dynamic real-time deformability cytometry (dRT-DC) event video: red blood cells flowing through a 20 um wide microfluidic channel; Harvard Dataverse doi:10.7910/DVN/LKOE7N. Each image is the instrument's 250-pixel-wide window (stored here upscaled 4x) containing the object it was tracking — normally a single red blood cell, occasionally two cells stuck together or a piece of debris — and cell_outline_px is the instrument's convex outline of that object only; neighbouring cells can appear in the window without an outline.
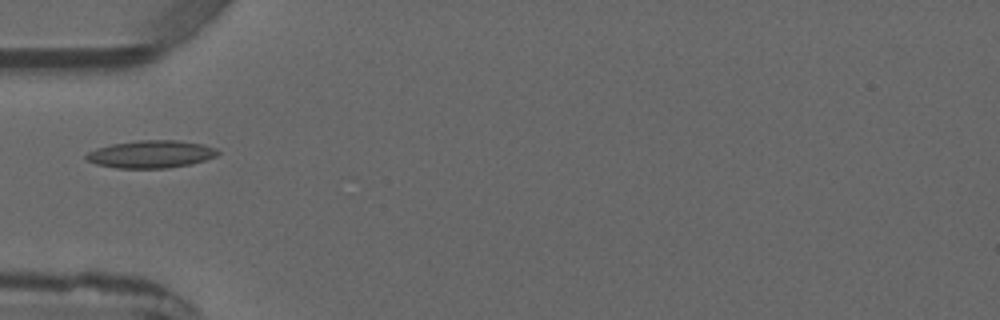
{"species": "common noctule bat (a hibernating species)", "species_latin": "Nyctalus noctula", "temperature_condition": "warm", "stored_images_in_passage": 2, "camera_frame_rate_fps": 3000, "um_per_image_px": 0.085, "animal": {"sex": "male", "forearm_length_mm": 52.5}, "frame": {"image": 1, "passage_image": 2, "time_ms": 1.333, "image_size_px": [1000, 320], "cell_outline_px": [[220, 152], [216, 156], [192, 164], [168, 168], [116, 168], [96, 164], [88, 160], [84, 156], [88, 152], [96, 148], [112, 144], [136, 140], [180, 140], [204, 144], [216, 148]], "centroid_in_image_um": [12.85, 13.1], "position_along_channel_um": 72.1, "area_um2": 21.27}}